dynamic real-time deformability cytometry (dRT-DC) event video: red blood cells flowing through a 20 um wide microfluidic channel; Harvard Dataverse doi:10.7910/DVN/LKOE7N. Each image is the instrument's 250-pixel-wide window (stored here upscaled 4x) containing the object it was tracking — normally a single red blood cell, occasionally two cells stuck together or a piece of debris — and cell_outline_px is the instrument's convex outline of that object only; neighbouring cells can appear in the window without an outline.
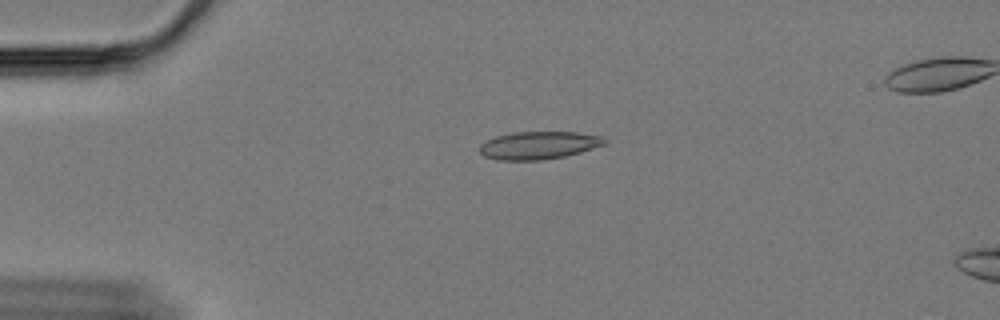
{"species": "Egyptian fruit bat (a non-hibernating species)", "species_latin": "Rousettus aegyptiacus", "temperature_condition": "cold", "stored_images_in_passage": 61, "segment_of_instrument_passage": [1, 2], "camera_frame_rate_fps": 3000, "um_per_image_px": 0.085, "animal": {"sex": "female"}, "frame": {"image": 1, "passage_image": 14, "time_ms": 4.333, "image_size_px": [1000, 320], "cell_outline_px": [[604, 144], [580, 152], [564, 156], [540, 160], [500, 160], [484, 156], [480, 152], [480, 144], [496, 136], [512, 132], [576, 132], [604, 136]], "centroid_in_image_um": [45.77, 12.34], "position_along_channel_um": 39.2, "area_um2": 20.0}}
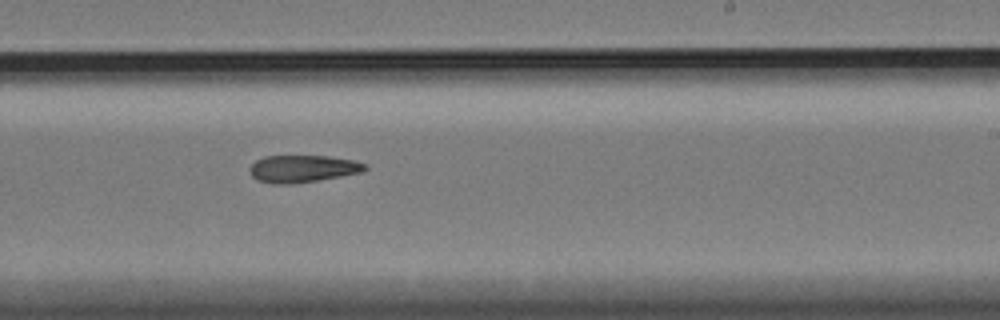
{"frame": {"image": 2, "passage_image": 37, "time_ms": 12.0, "image_size_px": [1000, 320], "cell_outline_px": [[368, 168], [364, 172], [320, 180], [292, 184], [272, 184], [260, 180], [252, 176], [248, 168], [256, 160], [264, 156], [328, 156], [352, 160], [368, 164]], "centroid_in_image_um": [25.76, 14.34], "position_along_channel_um": 263.2, "area_um2": 18.44}}
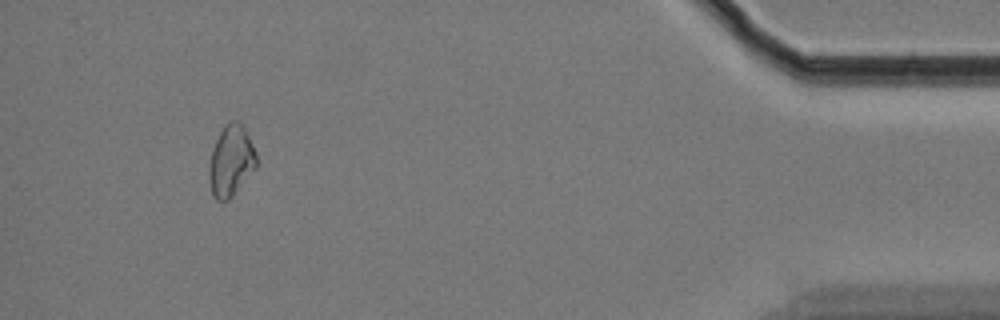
{"frame": {"image": 3, "passage_image": 56, "time_ms": 18.333, "image_size_px": [1000, 320], "cell_outline_px": [[256, 168], [232, 196], [228, 200], [216, 200], [212, 196], [208, 180], [208, 168], [212, 148], [224, 124], [228, 120], [240, 120], [244, 124], [256, 152]], "centroid_in_image_um": [19.62, 13.63], "position_along_channel_um": 415.6, "area_um2": 20.0}}